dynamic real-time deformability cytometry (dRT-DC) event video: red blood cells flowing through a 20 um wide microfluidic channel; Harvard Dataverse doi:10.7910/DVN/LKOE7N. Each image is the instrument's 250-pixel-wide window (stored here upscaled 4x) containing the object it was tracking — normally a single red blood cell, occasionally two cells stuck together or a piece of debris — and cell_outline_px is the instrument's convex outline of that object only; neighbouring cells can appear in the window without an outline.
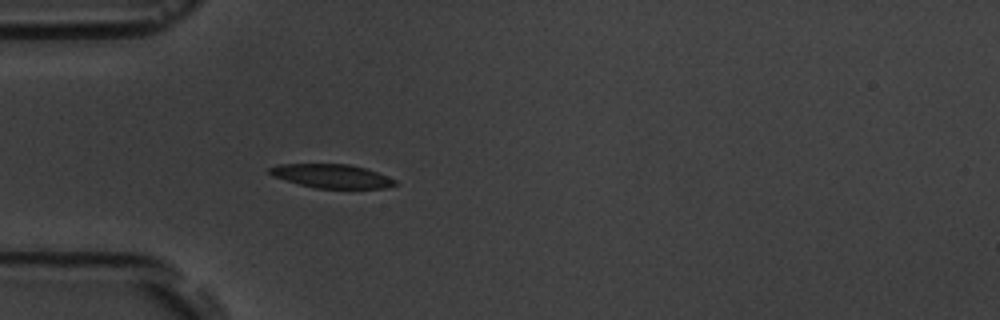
{"species": "common noctule bat (a hibernating species)", "species_latin": "Nyctalus noctula", "temperature_condition": "room temperature", "stored_images_in_passage": 5, "camera_frame_rate_fps": 3000, "um_per_image_px": 0.085, "animal": {"sex": "male", "body_mass_g": 19.5, "forearm_length_mm": 54.6}, "frame": {"image": 1, "passage_image": 5, "time_ms": 4.333, "image_size_px": [1000, 320], "cell_outline_px": [[396, 184], [388, 188], [316, 188], [300, 184], [272, 176], [268, 172], [268, 168], [280, 164], [348, 164], [364, 168], [376, 172], [396, 180]], "centroid_in_image_um": [28.18, 14.96], "position_along_channel_um": 56.8, "area_um2": 17.17}}